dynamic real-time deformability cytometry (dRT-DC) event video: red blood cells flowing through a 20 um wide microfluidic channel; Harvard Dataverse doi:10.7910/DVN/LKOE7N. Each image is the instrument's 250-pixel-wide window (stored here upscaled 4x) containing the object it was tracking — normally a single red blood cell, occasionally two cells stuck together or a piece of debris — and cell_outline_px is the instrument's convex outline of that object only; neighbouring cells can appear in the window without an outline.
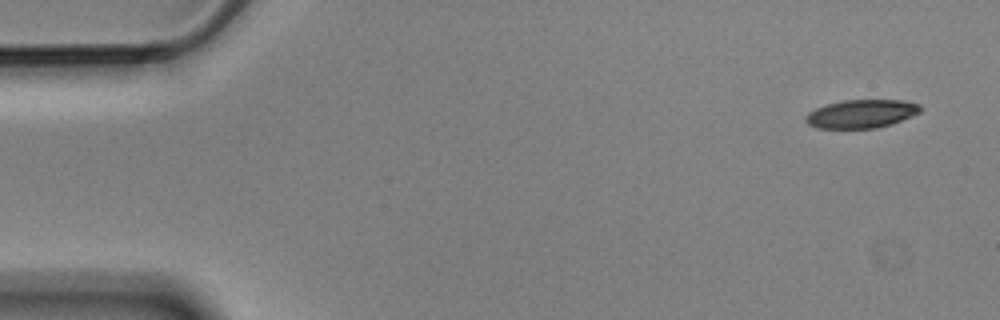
{"species": "Egyptian fruit bat (a non-hibernating species)", "species_latin": "Rousettus aegyptiacus", "temperature_condition": "cold", "stored_images_in_passage": 5, "segment_of_instrument_passage": [2, 2], "camera_frame_rate_fps": 3000, "um_per_image_px": 0.085, "animal": {"sex": "male"}, "frame": {"image": 1, "passage_image": 5, "time_ms": 1.333, "image_size_px": [1000, 320], "cell_outline_px": [[924, 108], [920, 112], [912, 116], [892, 124], [876, 128], [816, 128], [808, 124], [804, 120], [804, 116], [808, 112], [816, 108], [828, 104], [844, 100], [900, 100], [920, 104]], "centroid_in_image_um": [73.22, 9.67], "position_along_channel_um": 11.8, "area_um2": 19.07}}